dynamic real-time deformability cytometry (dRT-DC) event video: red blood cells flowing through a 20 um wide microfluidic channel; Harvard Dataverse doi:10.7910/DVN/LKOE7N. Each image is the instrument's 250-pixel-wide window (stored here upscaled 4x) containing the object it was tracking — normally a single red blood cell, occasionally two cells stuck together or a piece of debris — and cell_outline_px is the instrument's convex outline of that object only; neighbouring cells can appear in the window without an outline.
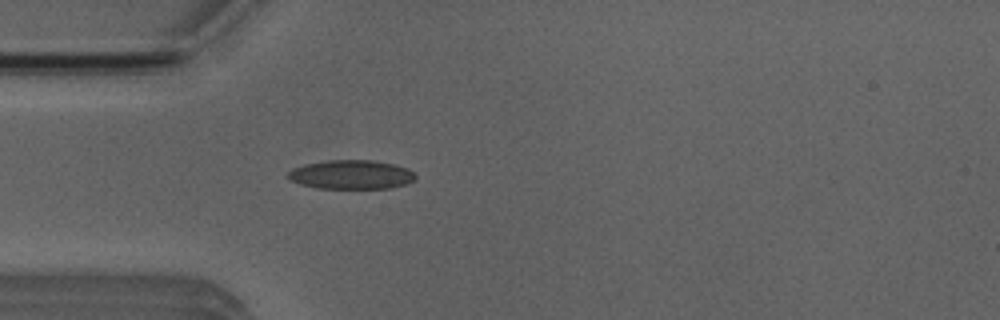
{"species": "Egyptian fruit bat (a non-hibernating species)", "species_latin": "Rousettus aegyptiacus", "temperature_condition": "room temperature", "stored_images_in_passage": 5, "camera_frame_rate_fps": 3000, "um_per_image_px": 0.085, "animal": {"sex": "male"}, "frame": {"image": 1, "passage_image": 5, "time_ms": 4.667, "image_size_px": [1000, 320], "cell_outline_px": [[416, 176], [408, 184], [392, 188], [316, 188], [300, 184], [288, 180], [284, 176], [292, 168], [304, 164], [328, 160], [372, 160], [392, 164], [408, 168]], "centroid_in_image_um": [29.8, 14.84], "position_along_channel_um": 55.2, "area_um2": 21.73}}